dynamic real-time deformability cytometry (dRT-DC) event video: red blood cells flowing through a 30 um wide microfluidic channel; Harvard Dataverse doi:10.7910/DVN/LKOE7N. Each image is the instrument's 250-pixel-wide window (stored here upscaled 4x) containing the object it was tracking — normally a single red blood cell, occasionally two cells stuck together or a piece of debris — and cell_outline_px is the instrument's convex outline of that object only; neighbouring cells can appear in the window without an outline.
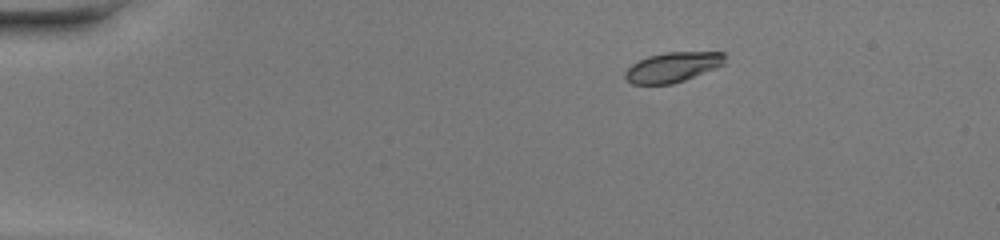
{"species": "common noctule bat (a hibernating species)", "species_latin": "Nyctalus noctula", "temperature_condition": "warm", "stored_images_in_passage": 41, "camera_frame_rate_fps": 3000, "um_per_image_px": 0.085, "animal": {"sex": "female", "body_mass_g": 20.0, "forearm_length_mm": 54.0}, "frame": {"image": 1, "passage_image": 1, "time_ms": 0.0, "image_size_px": [1000, 240], "cell_outline_px": [[724, 64], [716, 68], [684, 80], [672, 84], [632, 84], [624, 80], [624, 72], [632, 64], [648, 56], [664, 52], [724, 52]], "centroid_in_image_um": [57.14, 5.71], "position_along_channel_um": 27.9, "area_um2": 17.4}}
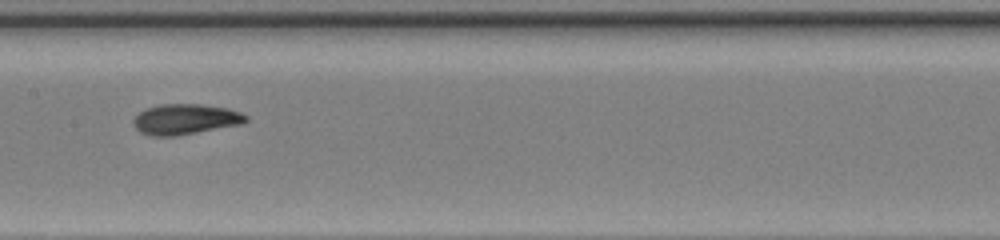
{"frame": {"image": 2, "passage_image": 18, "time_ms": 5.667, "image_size_px": [1000, 240], "cell_outline_px": [[248, 120], [244, 124], [176, 136], [152, 136], [140, 132], [132, 124], [132, 120], [140, 112], [148, 108], [160, 104], [200, 104], [228, 108], [240, 112], [248, 116]], "centroid_in_image_um": [15.78, 10.14], "position_along_channel_um": 191.6, "area_um2": 20.11}}
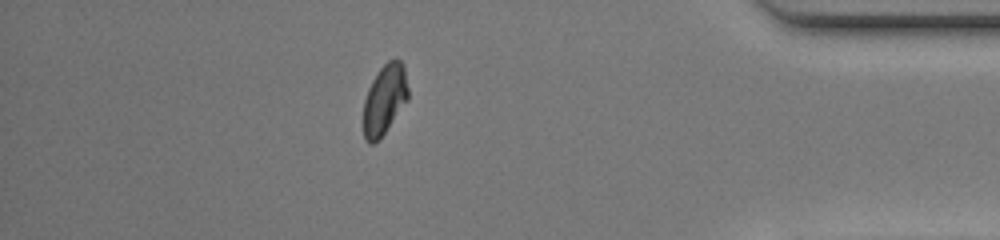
{"frame": {"image": 3, "passage_image": 35, "time_ms": 11.333, "image_size_px": [1000, 240], "cell_outline_px": [[408, 100], [380, 140], [372, 144], [368, 144], [364, 140], [364, 100], [368, 88], [376, 72], [388, 60], [396, 56], [404, 64], [408, 88]], "centroid_in_image_um": [32.7, 8.45], "position_along_channel_um": 402.5, "area_um2": 18.67}, "authors_computed_cell_mechanics": {"area_um2": 19.1896, "velocity_mm_per_s": 4.3225, "shape_relaxation_time_tau1_ms": 4.8386, "shape_relaxation_time_tau2_ms": 1.4813, "deformation_change_tau1": 0.201, "deformation_change_tau2": 0.0488}}